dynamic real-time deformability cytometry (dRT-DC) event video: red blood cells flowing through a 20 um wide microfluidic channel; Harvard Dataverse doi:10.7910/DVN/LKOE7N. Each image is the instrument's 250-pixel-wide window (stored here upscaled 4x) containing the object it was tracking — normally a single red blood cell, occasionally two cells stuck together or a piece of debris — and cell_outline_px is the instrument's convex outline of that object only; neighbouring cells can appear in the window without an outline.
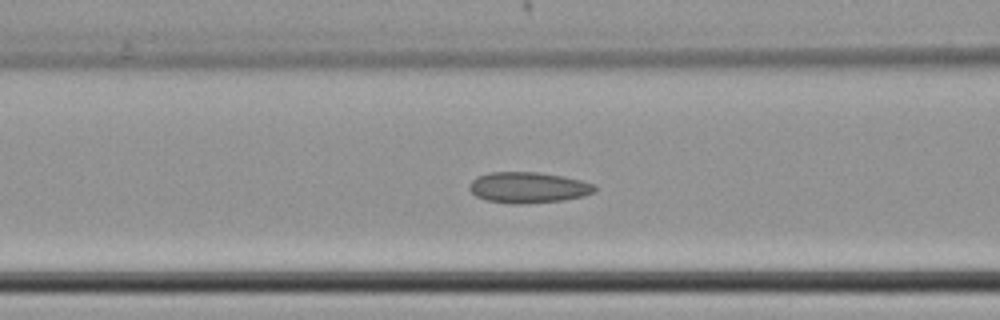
{"species": "common noctule bat (a hibernating species)", "species_latin": "Nyctalus noctula", "temperature_condition": "cold", "stored_images_in_passage": 41, "camera_frame_rate_fps": 3000, "um_per_image_px": 0.085, "animal": {"sex": "female", "body_mass_g": 22.7, "forearm_length_mm": 54.2}, "frame": {"image": 1, "passage_image": 5, "time_ms": 1.333, "image_size_px": [1000, 320], "cell_outline_px": [[596, 192], [584, 196], [564, 200], [524, 204], [512, 204], [484, 200], [476, 196], [468, 188], [468, 184], [476, 176], [492, 172], [536, 172], [560, 176], [580, 180], [596, 184]], "centroid_in_image_um": [44.89, 15.95], "position_along_channel_um": 121.7, "area_um2": 22.77}}
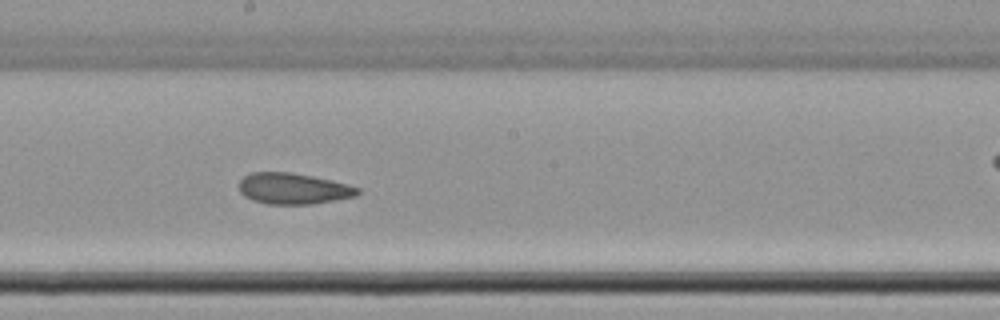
{"frame": {"image": 2, "passage_image": 14, "time_ms": 4.333, "image_size_px": [1000, 320], "cell_outline_px": [[360, 192], [356, 196], [312, 204], [268, 204], [252, 200], [244, 196], [240, 192], [240, 180], [244, 176], [252, 172], [292, 172], [332, 180], [348, 184], [360, 188]], "centroid_in_image_um": [24.94, 16.03], "position_along_channel_um": 223.3, "area_um2": 21.5}}
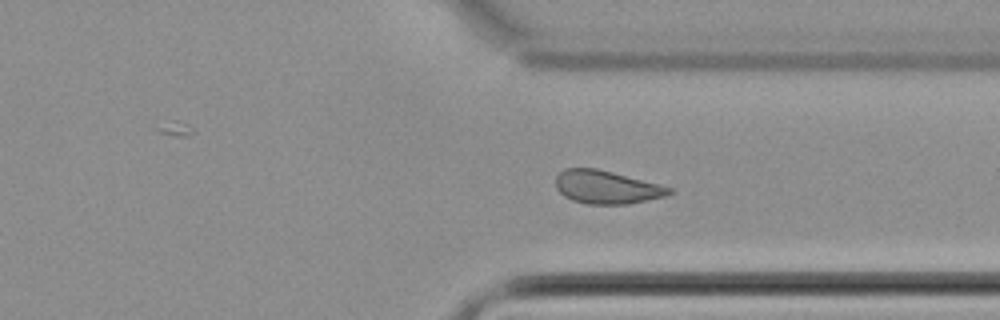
{"frame": {"image": 3, "passage_image": 26, "time_ms": 8.333, "image_size_px": [1000, 320], "cell_outline_px": [[672, 192], [664, 196], [648, 200], [628, 204], [588, 204], [572, 200], [564, 196], [556, 188], [556, 176], [564, 168], [596, 168], [660, 184], [672, 188]], "centroid_in_image_um": [51.54, 15.91], "position_along_channel_um": 359.9, "area_um2": 21.85}}